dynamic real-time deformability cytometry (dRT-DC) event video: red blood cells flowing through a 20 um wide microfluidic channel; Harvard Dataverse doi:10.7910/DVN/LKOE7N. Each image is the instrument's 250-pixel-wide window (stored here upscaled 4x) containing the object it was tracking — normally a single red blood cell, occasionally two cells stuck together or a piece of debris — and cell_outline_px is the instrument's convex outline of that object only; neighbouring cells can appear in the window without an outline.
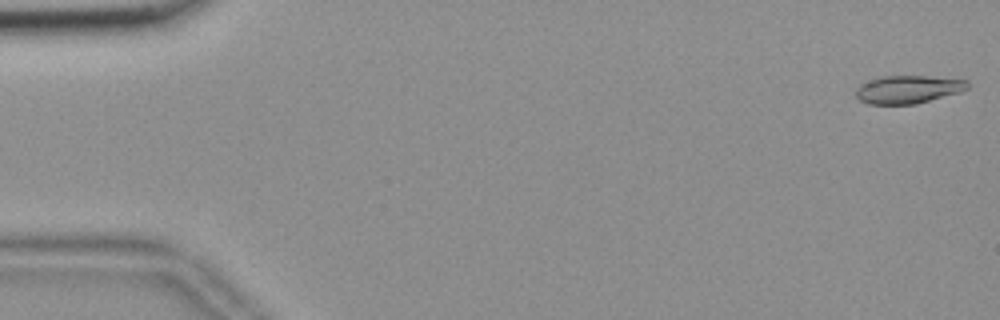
{"species": "common noctule bat (a hibernating species)", "species_latin": "Nyctalus noctula", "temperature_condition": "room temperature", "stored_images_in_passage": 55, "camera_frame_rate_fps": 3000, "um_per_image_px": 0.085, "animal": {"sex": "female", "body_mass_g": 18.4}, "frame": {"image": 1, "passage_image": 1, "time_ms": 0.0, "image_size_px": [1000, 320], "cell_outline_px": [[968, 88], [960, 92], [916, 104], [868, 104], [860, 100], [856, 96], [856, 88], [860, 84], [884, 76], [928, 76], [968, 80]], "centroid_in_image_um": [77.19, 7.6], "position_along_channel_um": 7.8, "area_um2": 18.09}}
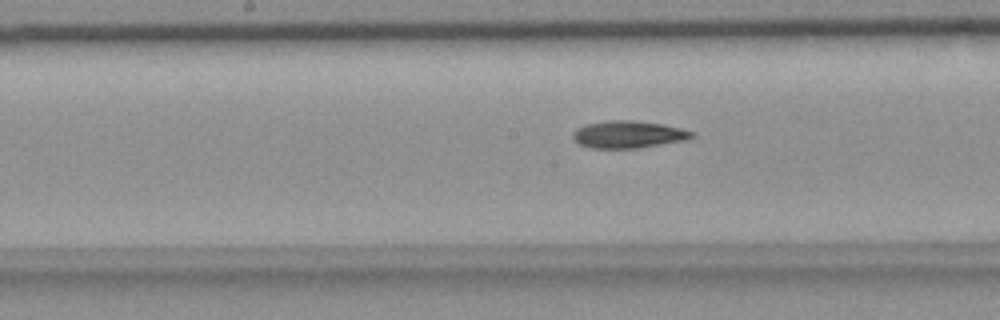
{"frame": {"image": 2, "passage_image": 28, "time_ms": 9.0, "image_size_px": [1000, 320], "cell_outline_px": [[692, 136], [688, 140], [640, 148], [592, 148], [580, 144], [572, 136], [572, 132], [576, 128], [588, 124], [608, 120], [632, 120], [660, 124], [680, 128], [692, 132]], "centroid_in_image_um": [53.39, 11.43], "position_along_channel_um": 194.8, "area_um2": 18.73}}
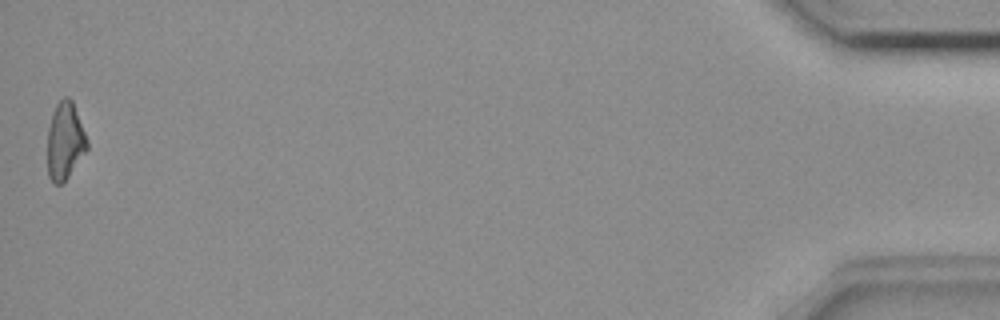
{"frame": {"image": 3, "passage_image": 55, "time_ms": 18.0, "image_size_px": [1000, 320], "cell_outline_px": [[88, 148], [68, 176], [60, 184], [56, 184], [48, 176], [48, 128], [52, 112], [56, 104], [64, 96], [68, 96], [72, 100], [88, 140]], "centroid_in_image_um": [5.52, 11.94], "position_along_channel_um": 429.7, "area_um2": 17.69}}